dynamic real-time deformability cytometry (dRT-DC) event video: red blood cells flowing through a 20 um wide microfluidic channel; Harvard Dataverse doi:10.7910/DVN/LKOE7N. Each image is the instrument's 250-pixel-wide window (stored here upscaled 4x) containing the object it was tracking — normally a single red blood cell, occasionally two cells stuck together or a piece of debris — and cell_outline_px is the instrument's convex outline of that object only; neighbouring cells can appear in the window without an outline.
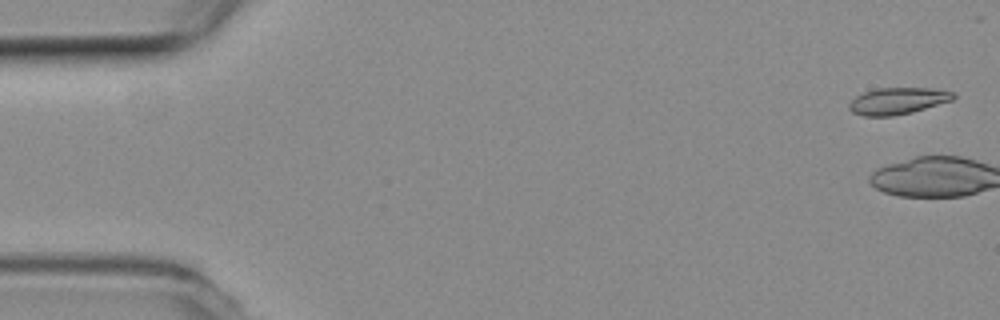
{"species": "common noctule bat (a hibernating species)", "species_latin": "Nyctalus noctula", "temperature_condition": "room temperature", "stored_images_in_passage": 3, "camera_frame_rate_fps": 3000, "um_per_image_px": 0.085, "animal": {"sex": "female", "body_mass_g": 19.3, "forearm_length_mm": 54.1}, "frame": {"image": 1, "passage_image": 2, "time_ms": 0.333, "image_size_px": [1000, 320], "cell_outline_px": [[956, 96], [952, 100], [912, 112], [892, 116], [864, 116], [852, 112], [848, 108], [848, 104], [856, 96], [864, 92], [876, 88], [932, 88], [956, 92]], "centroid_in_image_um": [76.31, 8.57], "position_along_channel_um": 8.7, "area_um2": 16.24}}